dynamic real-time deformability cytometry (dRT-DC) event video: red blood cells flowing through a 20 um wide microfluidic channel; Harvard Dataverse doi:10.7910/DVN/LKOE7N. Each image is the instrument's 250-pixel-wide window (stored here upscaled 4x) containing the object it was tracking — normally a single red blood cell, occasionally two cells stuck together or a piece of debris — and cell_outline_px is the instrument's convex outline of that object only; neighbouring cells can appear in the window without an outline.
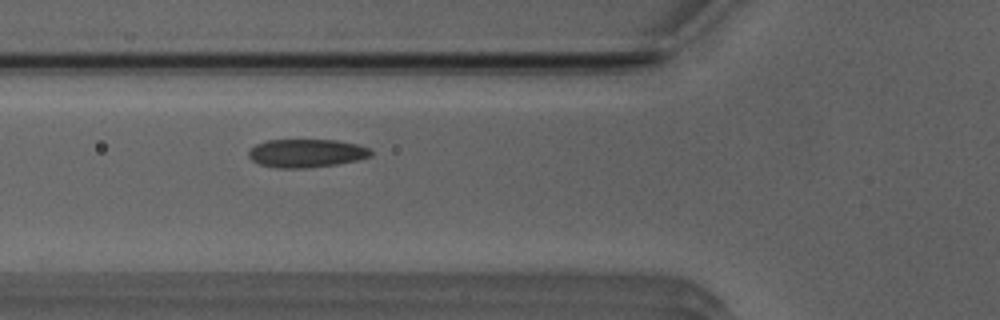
{"species": "Egyptian fruit bat (a non-hibernating species)", "species_latin": "Rousettus aegyptiacus", "temperature_condition": "room temperature", "stored_images_in_passage": 36, "camera_frame_rate_fps": 3000, "um_per_image_px": 0.085, "animal": {"sex": "male"}, "frame": {"image": 1, "passage_image": 6, "time_ms": 1.667, "image_size_px": [1000, 320], "cell_outline_px": [[372, 156], [356, 160], [336, 164], [308, 168], [276, 168], [260, 164], [252, 160], [248, 156], [248, 152], [256, 144], [268, 140], [336, 140], [356, 144], [368, 148], [372, 152]], "centroid_in_image_um": [26.03, 13.02], "position_along_channel_um": 99.8, "area_um2": 20.06}}
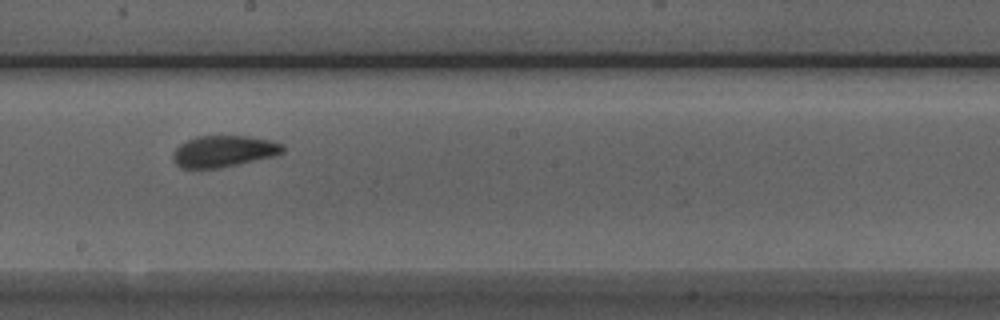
{"frame": {"image": 2, "passage_image": 16, "time_ms": 5.0, "image_size_px": [1000, 320], "cell_outline_px": [[284, 152], [272, 156], [220, 168], [180, 168], [172, 160], [172, 152], [180, 144], [196, 136], [248, 136], [272, 140], [284, 144]], "centroid_in_image_um": [18.99, 12.85], "position_along_channel_um": 229.2, "area_um2": 20.17}}
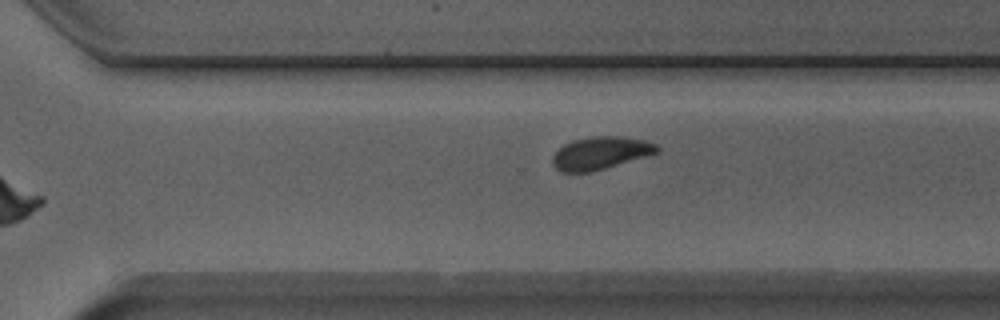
{"frame": {"image": 3, "passage_image": 23, "time_ms": 7.333, "image_size_px": [1000, 320], "cell_outline_px": [[660, 152], [604, 168], [588, 172], [560, 172], [552, 164], [552, 156], [564, 144], [572, 140], [588, 136], [616, 136], [644, 140], [656, 144], [660, 148]], "centroid_in_image_um": [51.02, 13.0], "position_along_channel_um": 319.6, "area_um2": 19.77}, "authors_computed_cell_mechanics": {"area_um2": 20.4901, "velocity_mm_per_s": 3.8828, "shape_relaxation_time_tau1_ms": 3.5431, "shape_relaxation_time_tau2_ms": 1.0632, "deformation_change_tau1": 0.1061, "deformation_change_tau2": 0.0612}}